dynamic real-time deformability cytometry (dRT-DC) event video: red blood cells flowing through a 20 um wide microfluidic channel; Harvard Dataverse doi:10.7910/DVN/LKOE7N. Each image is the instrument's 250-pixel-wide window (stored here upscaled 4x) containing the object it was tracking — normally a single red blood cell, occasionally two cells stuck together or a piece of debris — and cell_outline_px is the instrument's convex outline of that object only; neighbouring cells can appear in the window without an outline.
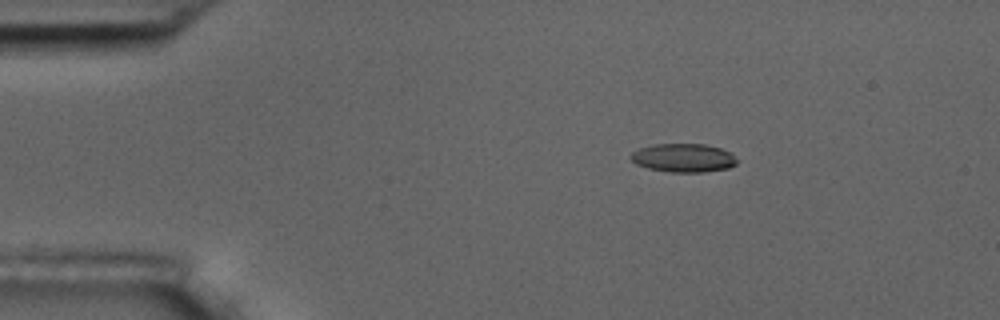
{"species": "common noctule bat (a hibernating species)", "species_latin": "Nyctalus noctula", "temperature_condition": "room temperature", "stored_images_in_passage": 4, "camera_frame_rate_fps": 3000, "um_per_image_px": 0.085, "animal": {"sex": "male", "body_mass_g": 17.5, "forearm_length_mm": 52.3}, "frame": {"image": 1, "passage_image": 1, "time_ms": 0.0, "image_size_px": [1000, 320], "cell_outline_px": [[736, 164], [728, 168], [704, 172], [672, 172], [648, 168], [636, 164], [628, 156], [632, 152], [640, 148], [652, 144], [704, 144], [720, 148], [728, 152], [736, 160]], "centroid_in_image_um": [58.04, 13.42], "position_along_channel_um": 27.0, "area_um2": 17.51}}